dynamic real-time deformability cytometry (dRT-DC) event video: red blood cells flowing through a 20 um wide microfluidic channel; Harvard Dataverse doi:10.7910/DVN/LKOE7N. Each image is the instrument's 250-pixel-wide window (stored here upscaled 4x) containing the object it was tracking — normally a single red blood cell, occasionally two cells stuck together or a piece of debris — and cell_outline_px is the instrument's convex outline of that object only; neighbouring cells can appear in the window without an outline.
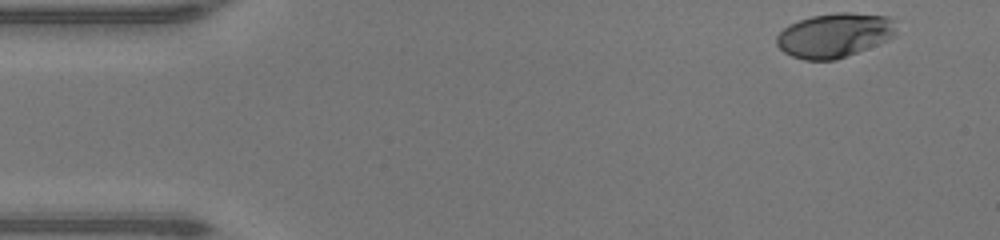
{"species": "human", "species_latin": "Homo sapiens", "temperature_condition": "warm", "stored_images_in_passage": 45, "camera_frame_rate_fps": 3000, "um_per_image_px": 0.085, "donor": {"sex": "male"}, "frame": {"image": 1, "passage_image": 1, "time_ms": 0.0, "image_size_px": [1000, 240], "cell_outline_px": [[896, 36], [888, 40], [836, 60], [804, 60], [792, 56], [784, 52], [776, 44], [776, 36], [788, 24], [812, 16], [836, 12], [852, 12], [888, 16], [892, 20]], "centroid_in_image_um": [70.92, 2.99], "position_along_channel_um": 14.1, "area_um2": 30.92}}
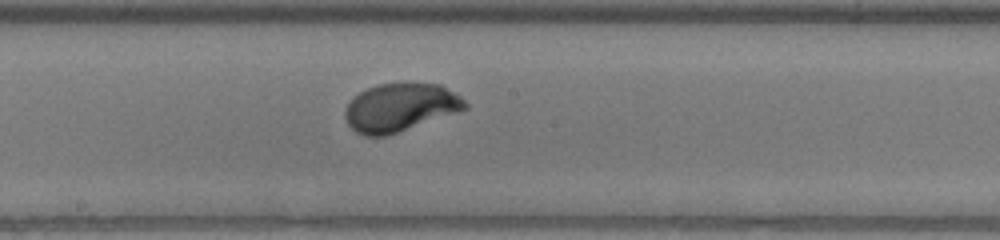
{"frame": {"image": 2, "passage_image": 23, "time_ms": 7.333, "image_size_px": [1000, 240], "cell_outline_px": [[468, 108], [384, 136], [364, 136], [356, 132], [348, 124], [344, 116], [344, 112], [348, 104], [360, 92], [368, 88], [380, 84], [440, 84], [460, 96], [468, 104]], "centroid_in_image_um": [34.0, 9.14], "position_along_channel_um": 214.2, "area_um2": 32.83}}
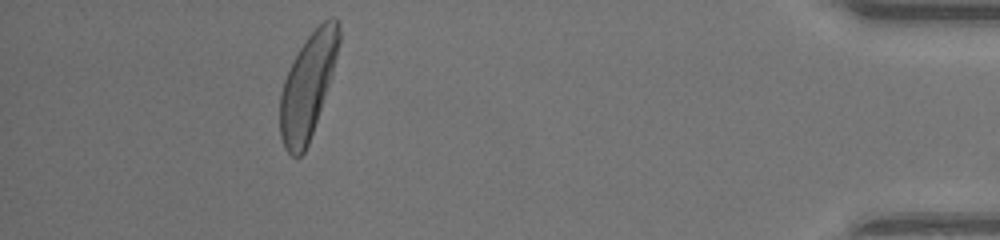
{"frame": {"image": 3, "passage_image": 41, "time_ms": 13.333, "image_size_px": [1000, 240], "cell_outline_px": [[340, 40], [332, 72], [308, 144], [304, 152], [300, 156], [292, 156], [284, 148], [280, 136], [280, 96], [284, 80], [292, 60], [308, 36], [328, 16], [332, 16], [340, 24]], "centroid_in_image_um": [26.14, 7.28], "position_along_channel_um": 409.1, "area_um2": 35.08}, "authors_computed_cell_mechanics": {"area_um2": 33.0038, "velocity_mm_per_s": 4.3135, "shape_relaxation_time_tau1_ms": 1.7874, "shape_relaxation_time_tau2_ms": null, "deformation_change_tau1": 0.1662, "deformation_change_tau2": null}}